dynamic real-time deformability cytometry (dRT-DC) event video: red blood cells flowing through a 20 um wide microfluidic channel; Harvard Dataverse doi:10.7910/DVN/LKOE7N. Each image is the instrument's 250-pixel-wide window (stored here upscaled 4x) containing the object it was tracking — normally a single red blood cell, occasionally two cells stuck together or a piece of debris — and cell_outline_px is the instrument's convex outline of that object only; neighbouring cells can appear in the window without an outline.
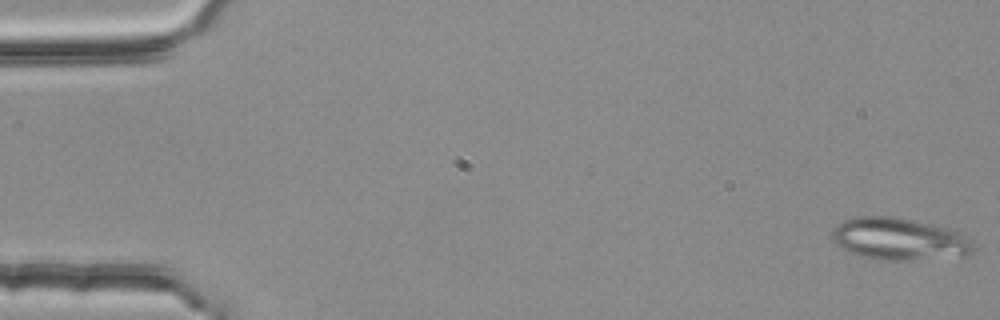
{"species": "common noctule bat (a hibernating species)", "species_latin": "Nyctalus noctula", "temperature_condition": "room temperature", "stored_images_in_passage": 53, "segment_of_instrument_passage": [1, 2], "camera_frame_rate_fps": 3000, "um_per_image_px": 0.085, "animal": {"sex": "female", "body_mass_g": 25.1}, "frame": {"image": 1, "passage_image": 1, "time_ms": 0.0, "image_size_px": [1000, 320], "cell_outline_px": [[976, 248], [972, 252], [964, 256], [908, 260], [880, 260], [860, 256], [836, 244], [832, 240], [832, 232], [836, 224], [844, 220], [860, 216], [888, 216], [912, 220], [948, 228], [972, 240]], "centroid_in_image_um": [76.44, 20.32], "position_along_channel_um": 8.6, "area_um2": 34.51}}